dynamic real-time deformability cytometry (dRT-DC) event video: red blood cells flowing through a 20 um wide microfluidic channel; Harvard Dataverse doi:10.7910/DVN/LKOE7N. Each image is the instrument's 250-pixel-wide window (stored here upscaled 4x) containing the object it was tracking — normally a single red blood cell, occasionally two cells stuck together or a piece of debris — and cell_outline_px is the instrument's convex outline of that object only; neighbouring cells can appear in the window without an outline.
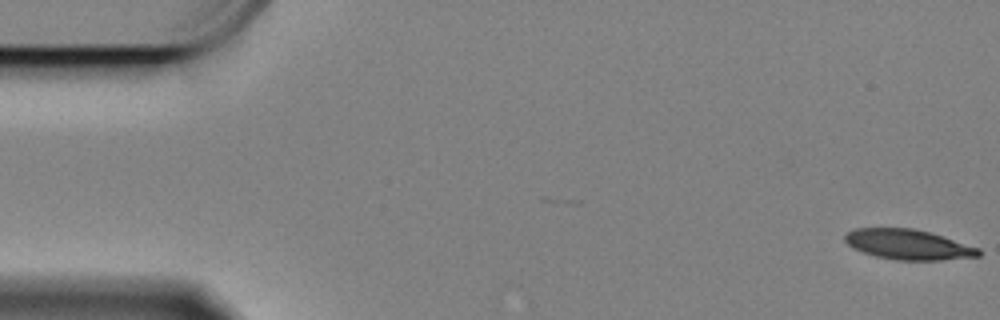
{"species": "Egyptian fruit bat (a non-hibernating species)", "species_latin": "Rousettus aegyptiacus", "temperature_condition": "cold", "stored_images_in_passage": 20, "camera_frame_rate_fps": 3000, "um_per_image_px": 0.085, "animal": {"sex": "female"}, "frame": {"image": 1, "passage_image": 1, "time_ms": 0.0, "image_size_px": [1000, 320], "cell_outline_px": [[980, 256], [940, 260], [896, 260], [876, 256], [864, 252], [848, 244], [844, 240], [844, 236], [848, 232], [856, 228], [912, 228], [928, 232], [980, 248]], "centroid_in_image_um": [77.2, 20.78], "position_along_channel_um": 7.8, "area_um2": 23.12}}
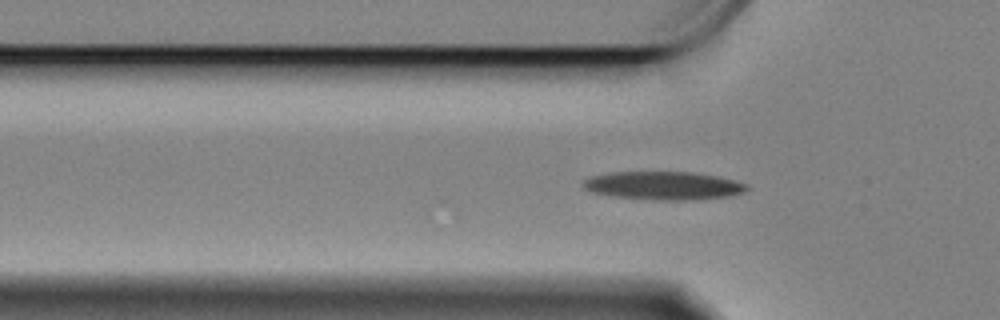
{"frame": {"image": 2, "passage_image": 18, "time_ms": 5.667, "image_size_px": [1000, 320], "cell_outline_px": [[752, 188], [744, 192], [728, 196], [696, 200], [656, 200], [612, 196], [592, 192], [584, 188], [584, 180], [592, 176], [612, 172], [692, 172], [716, 176], [748, 184]], "centroid_in_image_um": [56.44, 15.78], "position_along_channel_um": 69.4, "area_um2": 26.93}}